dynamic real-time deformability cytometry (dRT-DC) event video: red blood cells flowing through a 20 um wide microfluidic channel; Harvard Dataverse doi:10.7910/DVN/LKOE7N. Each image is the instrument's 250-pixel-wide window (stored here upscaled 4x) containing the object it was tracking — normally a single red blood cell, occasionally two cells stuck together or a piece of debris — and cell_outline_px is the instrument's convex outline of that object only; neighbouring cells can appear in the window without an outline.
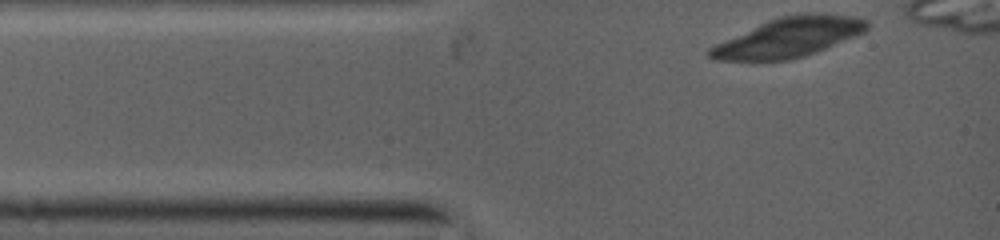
{"species": "common noctule bat (a hibernating species)", "species_latin": "Nyctalus noctula", "temperature_condition": "warm", "stored_images_in_passage": 2, "camera_frame_rate_fps": 5000, "um_per_image_px": 0.085, "animal": {"sex": "female", "body_mass_g": 19.0, "forearm_length_mm": 53.3}, "frame": {"image": 1, "passage_image": 1, "time_ms": 0.0, "image_size_px": [1000, 240], "cell_outline_px": [[868, 28], [864, 32], [804, 56], [788, 60], [716, 60], [708, 56], [708, 48], [768, 20], [780, 16], [848, 16], [864, 20], [868, 24]], "centroid_in_image_um": [66.96, 3.23], "position_along_channel_um": 18.0, "area_um2": 34.33}}